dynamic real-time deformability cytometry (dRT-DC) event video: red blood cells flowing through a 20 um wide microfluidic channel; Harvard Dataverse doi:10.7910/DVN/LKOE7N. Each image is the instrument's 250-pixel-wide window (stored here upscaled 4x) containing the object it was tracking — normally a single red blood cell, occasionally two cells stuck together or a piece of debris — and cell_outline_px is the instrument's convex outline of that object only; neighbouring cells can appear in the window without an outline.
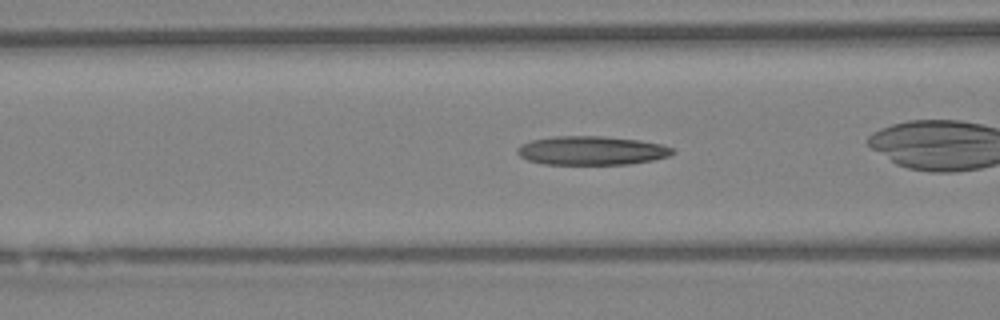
{"species": "Egyptian fruit bat (a non-hibernating species)", "species_latin": "Rousettus aegyptiacus", "temperature_condition": "warm", "stored_images_in_passage": 33, "camera_frame_rate_fps": 3000, "um_per_image_px": 0.085, "animal": {"sex": "female"}, "frame": {"image": 1, "passage_image": 15, "time_ms": 4.667, "image_size_px": [1000, 320], "cell_outline_px": [[676, 152], [668, 156], [652, 160], [628, 164], [544, 164], [528, 160], [520, 156], [516, 152], [516, 148], [520, 144], [532, 140], [556, 136], [604, 136], [640, 140], [660, 144], [676, 148]], "centroid_in_image_um": [50.29, 12.79], "position_along_channel_um": 116.3, "area_um2": 26.18}}